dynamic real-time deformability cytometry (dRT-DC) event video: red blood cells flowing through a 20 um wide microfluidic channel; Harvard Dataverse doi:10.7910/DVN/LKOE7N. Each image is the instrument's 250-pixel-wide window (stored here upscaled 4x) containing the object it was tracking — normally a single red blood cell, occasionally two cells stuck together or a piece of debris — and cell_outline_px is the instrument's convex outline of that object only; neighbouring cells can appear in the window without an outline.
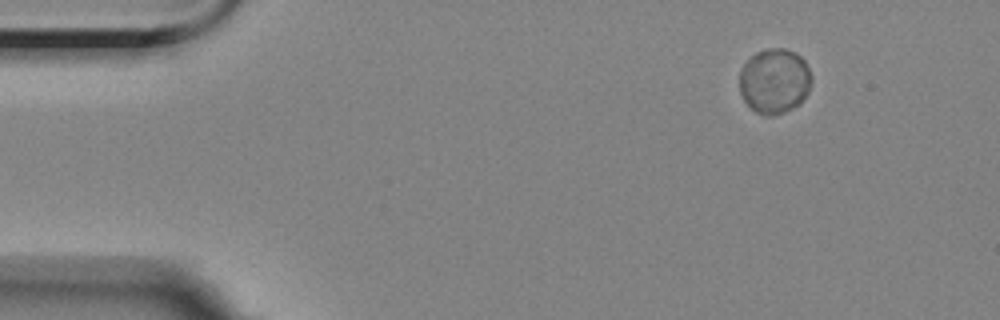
{"species": "Egyptian fruit bat (a non-hibernating species)", "species_latin": "Rousettus aegyptiacus", "temperature_condition": "room temperature", "stored_images_in_passage": 4, "camera_frame_rate_fps": 3000, "um_per_image_px": 0.085, "animal": {"sex": "female"}, "frame": {"image": 1, "passage_image": 1, "time_ms": 0.0, "image_size_px": [1000, 320], "cell_outline_px": [[812, 80], [808, 92], [800, 104], [784, 112], [772, 116], [768, 116], [756, 112], [744, 100], [740, 92], [740, 72], [744, 64], [756, 52], [768, 48], [784, 48], [796, 52], [804, 60], [812, 76]], "centroid_in_image_um": [65.85, 6.88], "position_along_channel_um": 19.2, "area_um2": 27.34}}
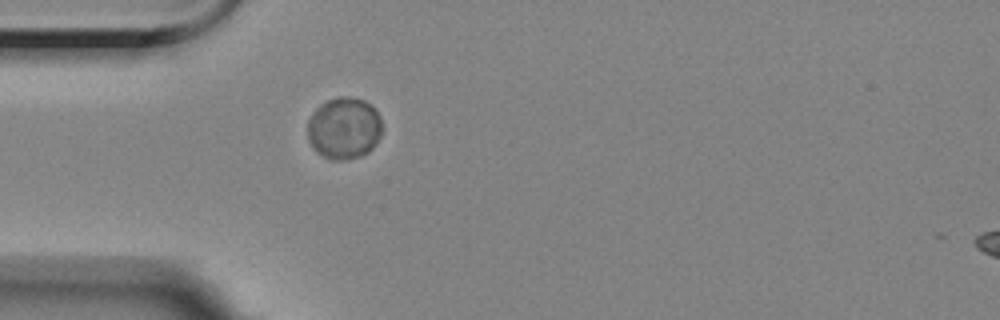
{"frame": {"image": 2, "passage_image": 4, "time_ms": 3.333, "image_size_px": [1000, 320], "cell_outline_px": [[380, 136], [372, 148], [368, 152], [360, 156], [344, 160], [332, 160], [316, 152], [308, 140], [308, 120], [312, 112], [320, 104], [328, 100], [340, 96], [348, 96], [364, 100], [376, 108], [380, 116]], "centroid_in_image_um": [29.23, 10.88], "position_along_channel_um": 55.8, "area_um2": 26.93}}